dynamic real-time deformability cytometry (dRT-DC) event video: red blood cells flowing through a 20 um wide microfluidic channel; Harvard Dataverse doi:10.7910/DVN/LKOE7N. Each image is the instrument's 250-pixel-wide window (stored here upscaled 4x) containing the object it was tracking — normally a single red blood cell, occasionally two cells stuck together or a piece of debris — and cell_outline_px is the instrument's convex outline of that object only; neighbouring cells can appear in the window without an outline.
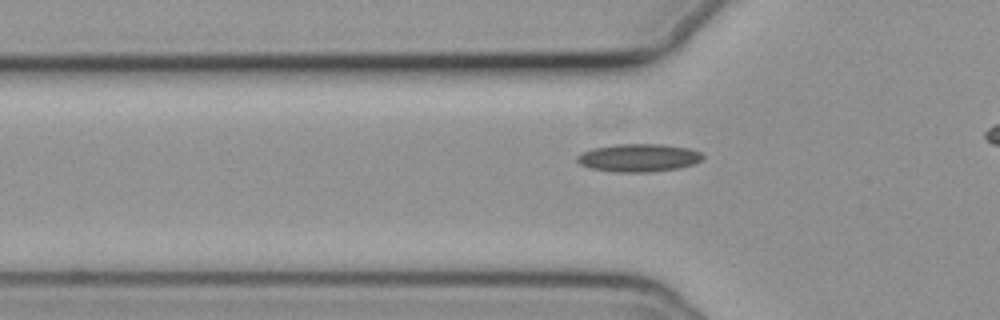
{"species": "common noctule bat (a hibernating species)", "species_latin": "Nyctalus noctula", "temperature_condition": "cold", "stored_images_in_passage": 33, "camera_frame_rate_fps": 3000, "um_per_image_px": 0.085, "animal": {"sex": "female", "body_mass_g": 19.3, "forearm_length_mm": 54.1}, "frame": {"image": 1, "passage_image": 6, "time_ms": 1.667, "image_size_px": [1000, 320], "cell_outline_px": [[704, 156], [700, 160], [692, 164], [680, 168], [648, 172], [612, 172], [588, 168], [580, 164], [576, 160], [576, 156], [580, 152], [592, 148], [616, 144], [664, 144], [688, 148], [700, 152]], "centroid_in_image_um": [54.22, 13.41], "position_along_channel_um": 71.6, "area_um2": 20.63}}
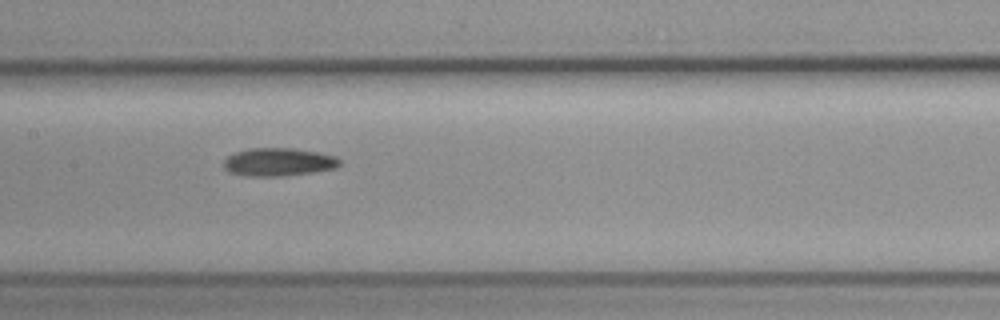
{"frame": {"image": 2, "passage_image": 15, "time_ms": 4.667, "image_size_px": [1000, 320], "cell_outline_px": [[340, 164], [336, 168], [312, 172], [280, 176], [244, 176], [228, 172], [224, 168], [224, 160], [228, 156], [236, 152], [248, 148], [292, 148], [316, 152], [336, 156], [340, 160]], "centroid_in_image_um": [23.64, 13.77], "position_along_channel_um": 183.8, "area_um2": 18.96}}
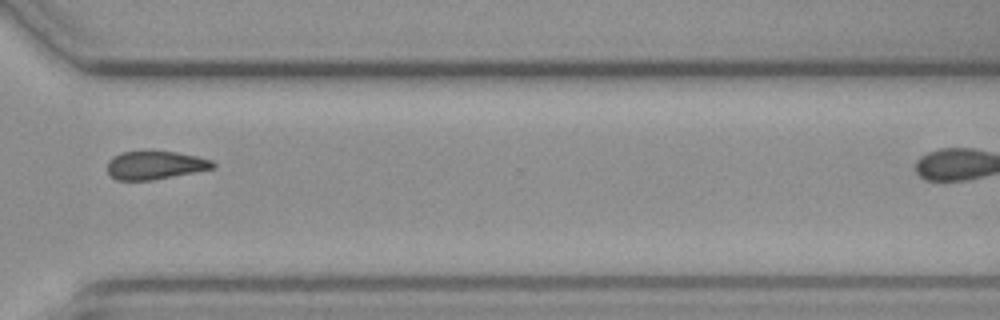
{"frame": {"image": 3, "passage_image": 29, "time_ms": 9.333, "image_size_px": [1000, 320], "cell_outline_px": [[216, 164], [212, 168], [152, 180], [116, 180], [108, 172], [108, 160], [112, 156], [120, 152], [176, 152], [196, 156], [212, 160]], "centroid_in_image_um": [13.14, 14.04], "position_along_channel_um": 357.5, "area_um2": 17.05}}